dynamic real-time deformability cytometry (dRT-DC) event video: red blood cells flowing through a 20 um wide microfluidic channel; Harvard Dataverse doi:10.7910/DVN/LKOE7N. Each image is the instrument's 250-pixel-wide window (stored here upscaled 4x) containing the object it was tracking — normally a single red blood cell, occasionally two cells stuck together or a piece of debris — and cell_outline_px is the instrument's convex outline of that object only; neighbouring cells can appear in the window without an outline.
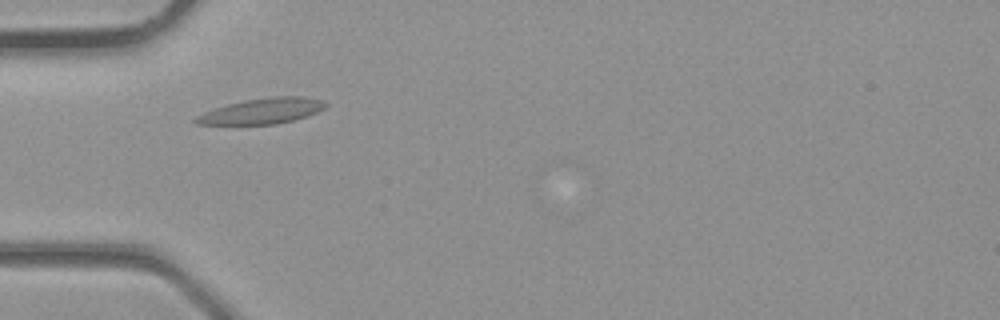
{"species": "common noctule bat (a hibernating species)", "species_latin": "Nyctalus noctula", "temperature_condition": "room temperature", "stored_images_in_passage": 3, "camera_frame_rate_fps": 3000, "um_per_image_px": 0.085, "animal": {"sex": "male", "body_mass_g": 23.1, "forearm_length_mm": 52.7}, "frame": {"image": 1, "passage_image": 3, "time_ms": 0.667, "image_size_px": [1000, 320], "cell_outline_px": [[328, 104], [324, 108], [316, 112], [292, 120], [276, 124], [196, 124], [192, 120], [196, 116], [204, 112], [228, 104], [244, 100], [272, 96], [304, 96], [324, 100]], "centroid_in_image_um": [22.28, 9.42], "position_along_channel_um": 62.7, "area_um2": 19.19}}